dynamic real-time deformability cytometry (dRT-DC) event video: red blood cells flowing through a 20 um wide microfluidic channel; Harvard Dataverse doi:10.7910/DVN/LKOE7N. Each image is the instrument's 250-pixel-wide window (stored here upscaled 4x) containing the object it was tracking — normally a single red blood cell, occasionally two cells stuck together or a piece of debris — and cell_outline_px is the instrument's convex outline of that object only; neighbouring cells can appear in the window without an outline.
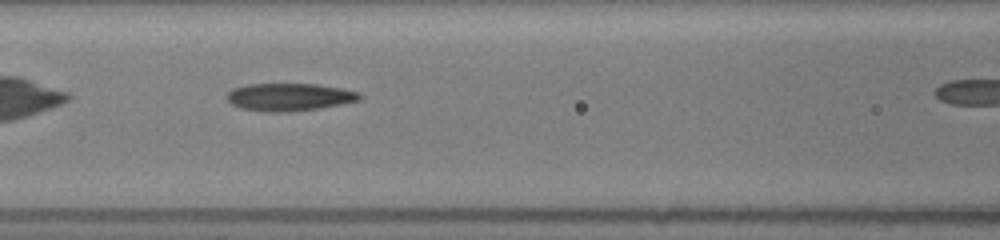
{"species": "common noctule bat (a hibernating species)", "species_latin": "Nyctalus noctula", "temperature_condition": "room temperature", "stored_images_in_passage": 10, "camera_frame_rate_fps": 3000, "um_per_image_px": 0.085, "animal": {"sex": "female", "body_mass_g": 19.5, "forearm_length_mm": 54.1}, "frame": {"image": 1, "passage_image": 5, "time_ms": 1.667, "image_size_px": [1000, 240], "cell_outline_px": [[364, 96], [360, 100], [320, 108], [292, 112], [268, 112], [240, 108], [232, 104], [228, 100], [228, 92], [232, 88], [248, 84], [316, 84], [340, 88], [360, 92]], "centroid_in_image_um": [24.62, 8.25], "position_along_channel_um": 142.0, "area_um2": 21.44}}
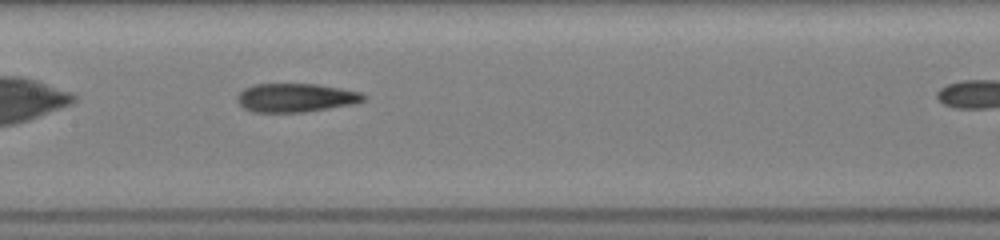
{"frame": {"image": 2, "passage_image": 7, "time_ms": 2.667, "image_size_px": [1000, 240], "cell_outline_px": [[368, 96], [364, 100], [352, 104], [304, 112], [252, 112], [244, 108], [236, 100], [236, 96], [244, 88], [256, 84], [316, 84], [340, 88], [360, 92]], "centroid_in_image_um": [25.12, 8.3], "position_along_channel_um": 182.3, "area_um2": 21.04}}